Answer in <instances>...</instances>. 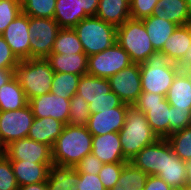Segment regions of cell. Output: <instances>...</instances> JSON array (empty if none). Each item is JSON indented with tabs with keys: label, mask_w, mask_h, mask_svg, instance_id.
Here are the masks:
<instances>
[{
	"label": "cell",
	"mask_w": 191,
	"mask_h": 190,
	"mask_svg": "<svg viewBox=\"0 0 191 190\" xmlns=\"http://www.w3.org/2000/svg\"><path fill=\"white\" fill-rule=\"evenodd\" d=\"M92 138L87 126L66 124L52 147L53 164L74 167L92 152Z\"/></svg>",
	"instance_id": "obj_1"
},
{
	"label": "cell",
	"mask_w": 191,
	"mask_h": 190,
	"mask_svg": "<svg viewBox=\"0 0 191 190\" xmlns=\"http://www.w3.org/2000/svg\"><path fill=\"white\" fill-rule=\"evenodd\" d=\"M118 133L127 162H130L141 149L159 139L150 127L146 115L135 105L128 106L125 123Z\"/></svg>",
	"instance_id": "obj_2"
},
{
	"label": "cell",
	"mask_w": 191,
	"mask_h": 190,
	"mask_svg": "<svg viewBox=\"0 0 191 190\" xmlns=\"http://www.w3.org/2000/svg\"><path fill=\"white\" fill-rule=\"evenodd\" d=\"M180 70L178 64H175L162 51L153 52L145 62L140 63L142 92L166 96Z\"/></svg>",
	"instance_id": "obj_3"
},
{
	"label": "cell",
	"mask_w": 191,
	"mask_h": 190,
	"mask_svg": "<svg viewBox=\"0 0 191 190\" xmlns=\"http://www.w3.org/2000/svg\"><path fill=\"white\" fill-rule=\"evenodd\" d=\"M55 72L46 58L19 61L14 77L24 90L27 100L49 93Z\"/></svg>",
	"instance_id": "obj_4"
},
{
	"label": "cell",
	"mask_w": 191,
	"mask_h": 190,
	"mask_svg": "<svg viewBox=\"0 0 191 190\" xmlns=\"http://www.w3.org/2000/svg\"><path fill=\"white\" fill-rule=\"evenodd\" d=\"M73 29L87 56L100 53L117 42V27L96 16L82 19Z\"/></svg>",
	"instance_id": "obj_5"
},
{
	"label": "cell",
	"mask_w": 191,
	"mask_h": 190,
	"mask_svg": "<svg viewBox=\"0 0 191 190\" xmlns=\"http://www.w3.org/2000/svg\"><path fill=\"white\" fill-rule=\"evenodd\" d=\"M117 43L133 63H143L155 52L142 20L130 18L118 26Z\"/></svg>",
	"instance_id": "obj_6"
},
{
	"label": "cell",
	"mask_w": 191,
	"mask_h": 190,
	"mask_svg": "<svg viewBox=\"0 0 191 190\" xmlns=\"http://www.w3.org/2000/svg\"><path fill=\"white\" fill-rule=\"evenodd\" d=\"M134 105L146 115L150 127L159 138L170 136V105L164 95L142 92Z\"/></svg>",
	"instance_id": "obj_7"
},
{
	"label": "cell",
	"mask_w": 191,
	"mask_h": 190,
	"mask_svg": "<svg viewBox=\"0 0 191 190\" xmlns=\"http://www.w3.org/2000/svg\"><path fill=\"white\" fill-rule=\"evenodd\" d=\"M132 63L129 54L116 42L106 50L88 56L87 74L109 79Z\"/></svg>",
	"instance_id": "obj_8"
},
{
	"label": "cell",
	"mask_w": 191,
	"mask_h": 190,
	"mask_svg": "<svg viewBox=\"0 0 191 190\" xmlns=\"http://www.w3.org/2000/svg\"><path fill=\"white\" fill-rule=\"evenodd\" d=\"M30 58H47L52 53L61 27L53 18L29 16Z\"/></svg>",
	"instance_id": "obj_9"
},
{
	"label": "cell",
	"mask_w": 191,
	"mask_h": 190,
	"mask_svg": "<svg viewBox=\"0 0 191 190\" xmlns=\"http://www.w3.org/2000/svg\"><path fill=\"white\" fill-rule=\"evenodd\" d=\"M32 110L25 107L13 111L0 112V141L4 147L13 141L26 138L34 121Z\"/></svg>",
	"instance_id": "obj_10"
},
{
	"label": "cell",
	"mask_w": 191,
	"mask_h": 190,
	"mask_svg": "<svg viewBox=\"0 0 191 190\" xmlns=\"http://www.w3.org/2000/svg\"><path fill=\"white\" fill-rule=\"evenodd\" d=\"M111 91L128 105H134L142 93L140 64L132 63L109 79Z\"/></svg>",
	"instance_id": "obj_11"
},
{
	"label": "cell",
	"mask_w": 191,
	"mask_h": 190,
	"mask_svg": "<svg viewBox=\"0 0 191 190\" xmlns=\"http://www.w3.org/2000/svg\"><path fill=\"white\" fill-rule=\"evenodd\" d=\"M5 155L10 160H24L34 163H53L52 148L30 138H21L5 147Z\"/></svg>",
	"instance_id": "obj_12"
},
{
	"label": "cell",
	"mask_w": 191,
	"mask_h": 190,
	"mask_svg": "<svg viewBox=\"0 0 191 190\" xmlns=\"http://www.w3.org/2000/svg\"><path fill=\"white\" fill-rule=\"evenodd\" d=\"M28 26L29 16L22 12L1 34L19 61L30 59V32Z\"/></svg>",
	"instance_id": "obj_13"
},
{
	"label": "cell",
	"mask_w": 191,
	"mask_h": 190,
	"mask_svg": "<svg viewBox=\"0 0 191 190\" xmlns=\"http://www.w3.org/2000/svg\"><path fill=\"white\" fill-rule=\"evenodd\" d=\"M35 118L52 117L68 124L70 99H63L51 92L28 100Z\"/></svg>",
	"instance_id": "obj_14"
},
{
	"label": "cell",
	"mask_w": 191,
	"mask_h": 190,
	"mask_svg": "<svg viewBox=\"0 0 191 190\" xmlns=\"http://www.w3.org/2000/svg\"><path fill=\"white\" fill-rule=\"evenodd\" d=\"M128 104L93 113L88 119L87 128L93 136L104 135L112 132H119L126 120Z\"/></svg>",
	"instance_id": "obj_15"
},
{
	"label": "cell",
	"mask_w": 191,
	"mask_h": 190,
	"mask_svg": "<svg viewBox=\"0 0 191 190\" xmlns=\"http://www.w3.org/2000/svg\"><path fill=\"white\" fill-rule=\"evenodd\" d=\"M130 162L148 175H158L166 164V139L159 138L147 145Z\"/></svg>",
	"instance_id": "obj_16"
},
{
	"label": "cell",
	"mask_w": 191,
	"mask_h": 190,
	"mask_svg": "<svg viewBox=\"0 0 191 190\" xmlns=\"http://www.w3.org/2000/svg\"><path fill=\"white\" fill-rule=\"evenodd\" d=\"M76 94L81 96L88 104L100 100H120V98L111 91L108 79L88 74L80 77Z\"/></svg>",
	"instance_id": "obj_17"
},
{
	"label": "cell",
	"mask_w": 191,
	"mask_h": 190,
	"mask_svg": "<svg viewBox=\"0 0 191 190\" xmlns=\"http://www.w3.org/2000/svg\"><path fill=\"white\" fill-rule=\"evenodd\" d=\"M92 154L98 157L103 164L127 162L124 159L118 132L93 136Z\"/></svg>",
	"instance_id": "obj_18"
},
{
	"label": "cell",
	"mask_w": 191,
	"mask_h": 190,
	"mask_svg": "<svg viewBox=\"0 0 191 190\" xmlns=\"http://www.w3.org/2000/svg\"><path fill=\"white\" fill-rule=\"evenodd\" d=\"M19 187L38 182H45L49 168L53 163H34L24 160H10Z\"/></svg>",
	"instance_id": "obj_19"
},
{
	"label": "cell",
	"mask_w": 191,
	"mask_h": 190,
	"mask_svg": "<svg viewBox=\"0 0 191 190\" xmlns=\"http://www.w3.org/2000/svg\"><path fill=\"white\" fill-rule=\"evenodd\" d=\"M171 187L187 186L186 162L177 157L166 140V164L158 174Z\"/></svg>",
	"instance_id": "obj_20"
},
{
	"label": "cell",
	"mask_w": 191,
	"mask_h": 190,
	"mask_svg": "<svg viewBox=\"0 0 191 190\" xmlns=\"http://www.w3.org/2000/svg\"><path fill=\"white\" fill-rule=\"evenodd\" d=\"M64 126L63 122L52 117L34 118L27 137L36 142L45 143L52 148Z\"/></svg>",
	"instance_id": "obj_21"
},
{
	"label": "cell",
	"mask_w": 191,
	"mask_h": 190,
	"mask_svg": "<svg viewBox=\"0 0 191 190\" xmlns=\"http://www.w3.org/2000/svg\"><path fill=\"white\" fill-rule=\"evenodd\" d=\"M152 15L178 26L188 25L191 18L186 0H159Z\"/></svg>",
	"instance_id": "obj_22"
},
{
	"label": "cell",
	"mask_w": 191,
	"mask_h": 190,
	"mask_svg": "<svg viewBox=\"0 0 191 190\" xmlns=\"http://www.w3.org/2000/svg\"><path fill=\"white\" fill-rule=\"evenodd\" d=\"M46 59L55 73L87 74L88 56L85 53L50 54Z\"/></svg>",
	"instance_id": "obj_23"
},
{
	"label": "cell",
	"mask_w": 191,
	"mask_h": 190,
	"mask_svg": "<svg viewBox=\"0 0 191 190\" xmlns=\"http://www.w3.org/2000/svg\"><path fill=\"white\" fill-rule=\"evenodd\" d=\"M191 45V26H178L173 34L166 40L161 50L175 64H179Z\"/></svg>",
	"instance_id": "obj_24"
},
{
	"label": "cell",
	"mask_w": 191,
	"mask_h": 190,
	"mask_svg": "<svg viewBox=\"0 0 191 190\" xmlns=\"http://www.w3.org/2000/svg\"><path fill=\"white\" fill-rule=\"evenodd\" d=\"M96 17L118 27L130 19V0H99Z\"/></svg>",
	"instance_id": "obj_25"
},
{
	"label": "cell",
	"mask_w": 191,
	"mask_h": 190,
	"mask_svg": "<svg viewBox=\"0 0 191 190\" xmlns=\"http://www.w3.org/2000/svg\"><path fill=\"white\" fill-rule=\"evenodd\" d=\"M146 32L155 51H161L166 40L173 34L178 25L151 15L142 19Z\"/></svg>",
	"instance_id": "obj_26"
},
{
	"label": "cell",
	"mask_w": 191,
	"mask_h": 190,
	"mask_svg": "<svg viewBox=\"0 0 191 190\" xmlns=\"http://www.w3.org/2000/svg\"><path fill=\"white\" fill-rule=\"evenodd\" d=\"M89 17L79 0H57L53 19L61 28H74L82 19Z\"/></svg>",
	"instance_id": "obj_27"
},
{
	"label": "cell",
	"mask_w": 191,
	"mask_h": 190,
	"mask_svg": "<svg viewBox=\"0 0 191 190\" xmlns=\"http://www.w3.org/2000/svg\"><path fill=\"white\" fill-rule=\"evenodd\" d=\"M165 98L175 108L191 109V83L184 71L176 74Z\"/></svg>",
	"instance_id": "obj_28"
},
{
	"label": "cell",
	"mask_w": 191,
	"mask_h": 190,
	"mask_svg": "<svg viewBox=\"0 0 191 190\" xmlns=\"http://www.w3.org/2000/svg\"><path fill=\"white\" fill-rule=\"evenodd\" d=\"M79 173L72 166L52 164L46 181L48 190H78Z\"/></svg>",
	"instance_id": "obj_29"
},
{
	"label": "cell",
	"mask_w": 191,
	"mask_h": 190,
	"mask_svg": "<svg viewBox=\"0 0 191 190\" xmlns=\"http://www.w3.org/2000/svg\"><path fill=\"white\" fill-rule=\"evenodd\" d=\"M27 104L24 90L15 77L0 87V112L21 109Z\"/></svg>",
	"instance_id": "obj_30"
},
{
	"label": "cell",
	"mask_w": 191,
	"mask_h": 190,
	"mask_svg": "<svg viewBox=\"0 0 191 190\" xmlns=\"http://www.w3.org/2000/svg\"><path fill=\"white\" fill-rule=\"evenodd\" d=\"M84 53L83 46L73 28H61L55 38L51 54Z\"/></svg>",
	"instance_id": "obj_31"
},
{
	"label": "cell",
	"mask_w": 191,
	"mask_h": 190,
	"mask_svg": "<svg viewBox=\"0 0 191 190\" xmlns=\"http://www.w3.org/2000/svg\"><path fill=\"white\" fill-rule=\"evenodd\" d=\"M80 77L81 75L76 74L55 73L50 92L63 99H70L77 93Z\"/></svg>",
	"instance_id": "obj_32"
},
{
	"label": "cell",
	"mask_w": 191,
	"mask_h": 190,
	"mask_svg": "<svg viewBox=\"0 0 191 190\" xmlns=\"http://www.w3.org/2000/svg\"><path fill=\"white\" fill-rule=\"evenodd\" d=\"M166 140L178 158L184 162L191 160V126L172 133Z\"/></svg>",
	"instance_id": "obj_33"
},
{
	"label": "cell",
	"mask_w": 191,
	"mask_h": 190,
	"mask_svg": "<svg viewBox=\"0 0 191 190\" xmlns=\"http://www.w3.org/2000/svg\"><path fill=\"white\" fill-rule=\"evenodd\" d=\"M57 0H21L22 12L30 17L53 18Z\"/></svg>",
	"instance_id": "obj_34"
},
{
	"label": "cell",
	"mask_w": 191,
	"mask_h": 190,
	"mask_svg": "<svg viewBox=\"0 0 191 190\" xmlns=\"http://www.w3.org/2000/svg\"><path fill=\"white\" fill-rule=\"evenodd\" d=\"M148 176L146 172L137 168L132 162H126L117 184L143 190Z\"/></svg>",
	"instance_id": "obj_35"
},
{
	"label": "cell",
	"mask_w": 191,
	"mask_h": 190,
	"mask_svg": "<svg viewBox=\"0 0 191 190\" xmlns=\"http://www.w3.org/2000/svg\"><path fill=\"white\" fill-rule=\"evenodd\" d=\"M90 116L89 104L81 96L75 94L70 98L68 124L74 126H87Z\"/></svg>",
	"instance_id": "obj_36"
},
{
	"label": "cell",
	"mask_w": 191,
	"mask_h": 190,
	"mask_svg": "<svg viewBox=\"0 0 191 190\" xmlns=\"http://www.w3.org/2000/svg\"><path fill=\"white\" fill-rule=\"evenodd\" d=\"M20 13V0H0V35Z\"/></svg>",
	"instance_id": "obj_37"
},
{
	"label": "cell",
	"mask_w": 191,
	"mask_h": 190,
	"mask_svg": "<svg viewBox=\"0 0 191 190\" xmlns=\"http://www.w3.org/2000/svg\"><path fill=\"white\" fill-rule=\"evenodd\" d=\"M125 163L126 162L103 164L98 176L106 190H110L117 185Z\"/></svg>",
	"instance_id": "obj_38"
},
{
	"label": "cell",
	"mask_w": 191,
	"mask_h": 190,
	"mask_svg": "<svg viewBox=\"0 0 191 190\" xmlns=\"http://www.w3.org/2000/svg\"><path fill=\"white\" fill-rule=\"evenodd\" d=\"M19 185L15 178L10 159L4 155L0 158V190H18Z\"/></svg>",
	"instance_id": "obj_39"
},
{
	"label": "cell",
	"mask_w": 191,
	"mask_h": 190,
	"mask_svg": "<svg viewBox=\"0 0 191 190\" xmlns=\"http://www.w3.org/2000/svg\"><path fill=\"white\" fill-rule=\"evenodd\" d=\"M159 0H130V17L142 20L150 17Z\"/></svg>",
	"instance_id": "obj_40"
},
{
	"label": "cell",
	"mask_w": 191,
	"mask_h": 190,
	"mask_svg": "<svg viewBox=\"0 0 191 190\" xmlns=\"http://www.w3.org/2000/svg\"><path fill=\"white\" fill-rule=\"evenodd\" d=\"M190 110L175 108L170 105V135L190 126Z\"/></svg>",
	"instance_id": "obj_41"
},
{
	"label": "cell",
	"mask_w": 191,
	"mask_h": 190,
	"mask_svg": "<svg viewBox=\"0 0 191 190\" xmlns=\"http://www.w3.org/2000/svg\"><path fill=\"white\" fill-rule=\"evenodd\" d=\"M18 63L19 60L13 54L5 39L0 35V69L14 70Z\"/></svg>",
	"instance_id": "obj_42"
},
{
	"label": "cell",
	"mask_w": 191,
	"mask_h": 190,
	"mask_svg": "<svg viewBox=\"0 0 191 190\" xmlns=\"http://www.w3.org/2000/svg\"><path fill=\"white\" fill-rule=\"evenodd\" d=\"M102 166L103 163L100 161V159L94 156L91 152L88 155H86L78 164H76L74 166V169L78 173L98 175Z\"/></svg>",
	"instance_id": "obj_43"
},
{
	"label": "cell",
	"mask_w": 191,
	"mask_h": 190,
	"mask_svg": "<svg viewBox=\"0 0 191 190\" xmlns=\"http://www.w3.org/2000/svg\"><path fill=\"white\" fill-rule=\"evenodd\" d=\"M78 190H106L98 175L79 173Z\"/></svg>",
	"instance_id": "obj_44"
},
{
	"label": "cell",
	"mask_w": 191,
	"mask_h": 190,
	"mask_svg": "<svg viewBox=\"0 0 191 190\" xmlns=\"http://www.w3.org/2000/svg\"><path fill=\"white\" fill-rule=\"evenodd\" d=\"M123 102L121 100H100L93 101L89 104V109L91 114L103 112L105 110H110L112 108L118 107Z\"/></svg>",
	"instance_id": "obj_45"
},
{
	"label": "cell",
	"mask_w": 191,
	"mask_h": 190,
	"mask_svg": "<svg viewBox=\"0 0 191 190\" xmlns=\"http://www.w3.org/2000/svg\"><path fill=\"white\" fill-rule=\"evenodd\" d=\"M172 188L158 175H149L143 190H172Z\"/></svg>",
	"instance_id": "obj_46"
},
{
	"label": "cell",
	"mask_w": 191,
	"mask_h": 190,
	"mask_svg": "<svg viewBox=\"0 0 191 190\" xmlns=\"http://www.w3.org/2000/svg\"><path fill=\"white\" fill-rule=\"evenodd\" d=\"M79 2L88 16H96L99 0H79Z\"/></svg>",
	"instance_id": "obj_47"
},
{
	"label": "cell",
	"mask_w": 191,
	"mask_h": 190,
	"mask_svg": "<svg viewBox=\"0 0 191 190\" xmlns=\"http://www.w3.org/2000/svg\"><path fill=\"white\" fill-rule=\"evenodd\" d=\"M14 77V70L0 69V87L8 83Z\"/></svg>",
	"instance_id": "obj_48"
},
{
	"label": "cell",
	"mask_w": 191,
	"mask_h": 190,
	"mask_svg": "<svg viewBox=\"0 0 191 190\" xmlns=\"http://www.w3.org/2000/svg\"><path fill=\"white\" fill-rule=\"evenodd\" d=\"M18 190H48V187L45 181L21 186Z\"/></svg>",
	"instance_id": "obj_49"
},
{
	"label": "cell",
	"mask_w": 191,
	"mask_h": 190,
	"mask_svg": "<svg viewBox=\"0 0 191 190\" xmlns=\"http://www.w3.org/2000/svg\"><path fill=\"white\" fill-rule=\"evenodd\" d=\"M180 69L183 71L184 69H191V45L186 52L185 57L183 60L178 64Z\"/></svg>",
	"instance_id": "obj_50"
},
{
	"label": "cell",
	"mask_w": 191,
	"mask_h": 190,
	"mask_svg": "<svg viewBox=\"0 0 191 190\" xmlns=\"http://www.w3.org/2000/svg\"><path fill=\"white\" fill-rule=\"evenodd\" d=\"M187 186L191 187V160L186 162Z\"/></svg>",
	"instance_id": "obj_51"
},
{
	"label": "cell",
	"mask_w": 191,
	"mask_h": 190,
	"mask_svg": "<svg viewBox=\"0 0 191 190\" xmlns=\"http://www.w3.org/2000/svg\"><path fill=\"white\" fill-rule=\"evenodd\" d=\"M128 188H133V187H127V186H121L120 184H117L116 186H114L113 188H111L110 190H128Z\"/></svg>",
	"instance_id": "obj_52"
},
{
	"label": "cell",
	"mask_w": 191,
	"mask_h": 190,
	"mask_svg": "<svg viewBox=\"0 0 191 190\" xmlns=\"http://www.w3.org/2000/svg\"><path fill=\"white\" fill-rule=\"evenodd\" d=\"M5 155V147L0 141V158H2Z\"/></svg>",
	"instance_id": "obj_53"
},
{
	"label": "cell",
	"mask_w": 191,
	"mask_h": 190,
	"mask_svg": "<svg viewBox=\"0 0 191 190\" xmlns=\"http://www.w3.org/2000/svg\"><path fill=\"white\" fill-rule=\"evenodd\" d=\"M183 71L186 73V75L191 83V69H184Z\"/></svg>",
	"instance_id": "obj_54"
},
{
	"label": "cell",
	"mask_w": 191,
	"mask_h": 190,
	"mask_svg": "<svg viewBox=\"0 0 191 190\" xmlns=\"http://www.w3.org/2000/svg\"><path fill=\"white\" fill-rule=\"evenodd\" d=\"M186 2H187L188 10L191 14V0H186Z\"/></svg>",
	"instance_id": "obj_55"
},
{
	"label": "cell",
	"mask_w": 191,
	"mask_h": 190,
	"mask_svg": "<svg viewBox=\"0 0 191 190\" xmlns=\"http://www.w3.org/2000/svg\"><path fill=\"white\" fill-rule=\"evenodd\" d=\"M172 190H186V186L185 187H174V188H172Z\"/></svg>",
	"instance_id": "obj_56"
},
{
	"label": "cell",
	"mask_w": 191,
	"mask_h": 190,
	"mask_svg": "<svg viewBox=\"0 0 191 190\" xmlns=\"http://www.w3.org/2000/svg\"><path fill=\"white\" fill-rule=\"evenodd\" d=\"M128 190H138V189L133 187V188H128Z\"/></svg>",
	"instance_id": "obj_57"
},
{
	"label": "cell",
	"mask_w": 191,
	"mask_h": 190,
	"mask_svg": "<svg viewBox=\"0 0 191 190\" xmlns=\"http://www.w3.org/2000/svg\"><path fill=\"white\" fill-rule=\"evenodd\" d=\"M186 190H191V187H189V186H186Z\"/></svg>",
	"instance_id": "obj_58"
},
{
	"label": "cell",
	"mask_w": 191,
	"mask_h": 190,
	"mask_svg": "<svg viewBox=\"0 0 191 190\" xmlns=\"http://www.w3.org/2000/svg\"><path fill=\"white\" fill-rule=\"evenodd\" d=\"M190 126H191V110H190Z\"/></svg>",
	"instance_id": "obj_59"
}]
</instances>
